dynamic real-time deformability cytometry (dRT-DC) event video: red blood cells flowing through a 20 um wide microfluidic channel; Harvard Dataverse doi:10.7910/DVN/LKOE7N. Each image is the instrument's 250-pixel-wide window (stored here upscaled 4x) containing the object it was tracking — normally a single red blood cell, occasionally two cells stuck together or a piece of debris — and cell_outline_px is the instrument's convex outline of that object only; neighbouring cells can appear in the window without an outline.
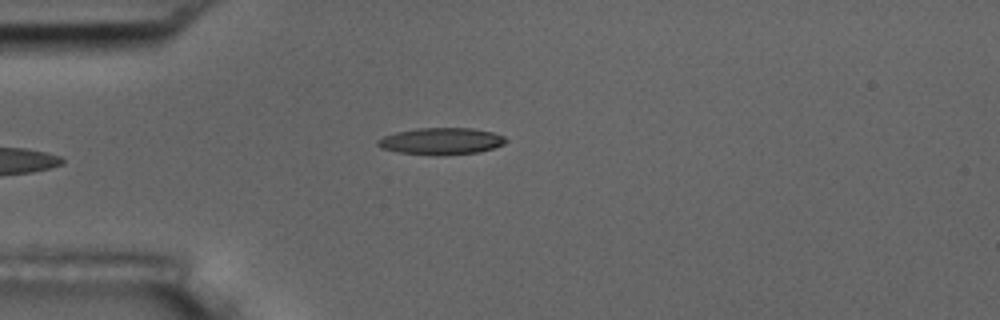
{"species": "common noctule bat (a hibernating species)", "species_latin": "Nyctalus noctula", "temperature_condition": "room temperature", "stored_images_in_passage": 6, "camera_frame_rate_fps": 3000, "um_per_image_px": 0.085, "animal": {"sex": "male", "body_mass_g": 17.5, "forearm_length_mm": 52.3}, "frame": {"image": 1, "passage_image": 6, "time_ms": 5.667, "image_size_px": [1000, 320], "cell_outline_px": [[508, 140], [504, 144], [480, 152], [444, 156], [432, 156], [396, 152], [380, 148], [376, 144], [376, 140], [384, 136], [396, 132], [420, 128], [472, 128], [492, 132], [504, 136]], "centroid_in_image_um": [37.48, 12.02], "position_along_channel_um": 47.5, "area_um2": 20.35}}